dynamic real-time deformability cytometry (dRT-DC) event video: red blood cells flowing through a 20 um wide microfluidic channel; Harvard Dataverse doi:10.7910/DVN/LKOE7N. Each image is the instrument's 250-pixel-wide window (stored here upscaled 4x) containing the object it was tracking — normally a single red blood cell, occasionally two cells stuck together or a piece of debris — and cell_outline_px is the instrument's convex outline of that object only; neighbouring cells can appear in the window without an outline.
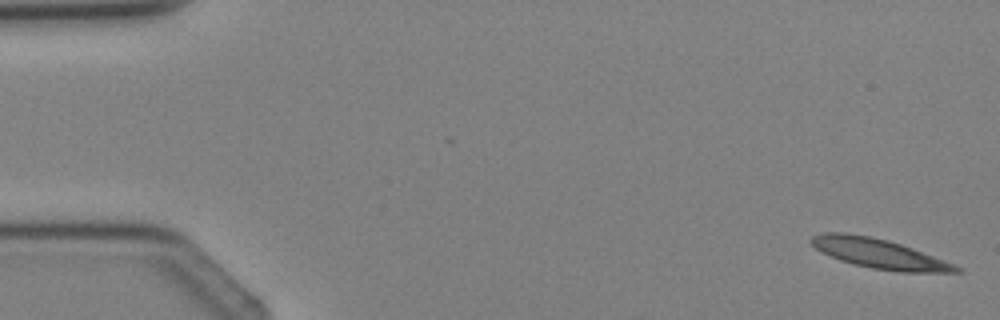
{"species": "Egyptian fruit bat (a non-hibernating species)", "species_latin": "Rousettus aegyptiacus", "temperature_condition": "cold", "stored_images_in_passage": 5, "camera_frame_rate_fps": 3000, "um_per_image_px": 0.085, "animal": {"sex": "female"}, "frame": {"image": 1, "passage_image": 1, "time_ms": 0.0, "image_size_px": [1000, 320], "cell_outline_px": [[964, 272], [900, 272], [872, 268], [840, 260], [820, 252], [808, 240], [812, 236], [824, 232], [844, 232], [868, 236], [888, 240], [912, 248], [944, 260], [964, 268]], "centroid_in_image_um": [74.72, 21.55], "position_along_channel_um": 10.3, "area_um2": 24.91}}